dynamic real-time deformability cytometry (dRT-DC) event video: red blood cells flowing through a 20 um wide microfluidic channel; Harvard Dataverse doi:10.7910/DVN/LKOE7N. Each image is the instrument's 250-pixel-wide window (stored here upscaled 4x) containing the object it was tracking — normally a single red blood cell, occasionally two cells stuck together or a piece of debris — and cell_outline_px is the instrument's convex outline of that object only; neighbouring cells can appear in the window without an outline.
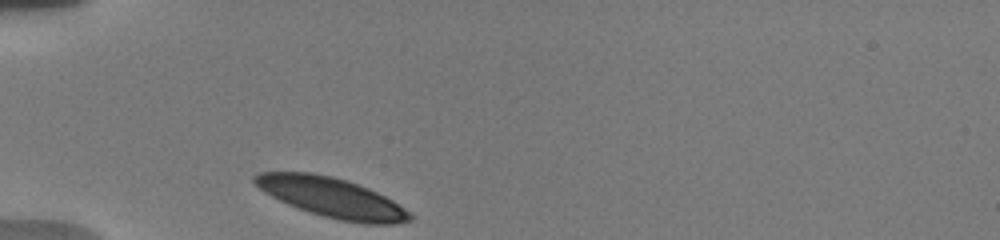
{"species": "human", "species_latin": "Homo sapiens", "temperature_condition": "warm", "stored_images_in_passage": 4, "camera_frame_rate_fps": 3000, "um_per_image_px": 0.085, "donor": {"sex": "male"}, "frame": {"image": 1, "passage_image": 1, "time_ms": 0.0, "image_size_px": [1000, 240], "cell_outline_px": [[412, 220], [396, 224], [364, 224], [340, 220], [324, 216], [296, 208], [264, 192], [252, 180], [252, 176], [260, 172], [312, 172], [332, 176], [368, 188], [392, 200], [404, 208], [412, 216]], "centroid_in_image_um": [28.19, 16.79], "position_along_channel_um": 56.8, "area_um2": 35.66}}